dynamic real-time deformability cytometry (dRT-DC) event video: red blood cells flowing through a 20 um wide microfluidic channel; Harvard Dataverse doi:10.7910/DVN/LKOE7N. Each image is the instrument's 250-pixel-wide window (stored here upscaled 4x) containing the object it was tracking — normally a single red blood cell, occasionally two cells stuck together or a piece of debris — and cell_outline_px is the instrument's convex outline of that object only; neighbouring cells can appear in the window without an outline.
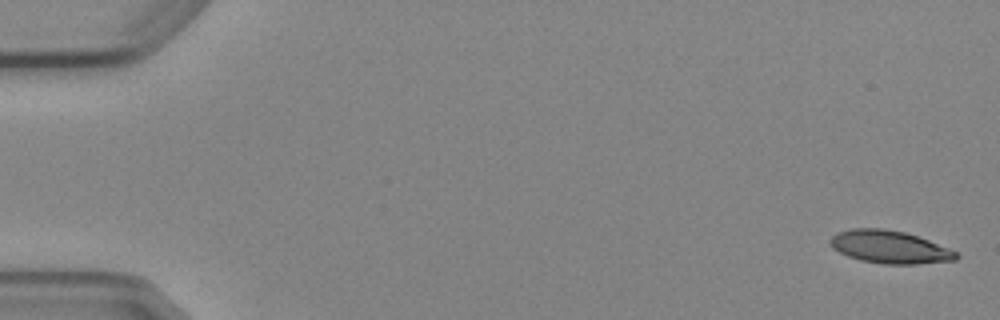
{"species": "Egyptian fruit bat (a non-hibernating species)", "species_latin": "Rousettus aegyptiacus", "temperature_condition": "cold", "stored_images_in_passage": 5, "camera_frame_rate_fps": 3000, "um_per_image_px": 0.085, "animal": {"sex": "female"}, "frame": {"image": 1, "passage_image": 1, "time_ms": 0.0, "image_size_px": [1000, 320], "cell_outline_px": [[960, 256], [956, 260], [916, 264], [884, 264], [860, 260], [848, 256], [832, 248], [828, 240], [836, 232], [852, 228], [884, 228], [904, 232], [928, 240], [948, 248], [956, 252]], "centroid_in_image_um": [75.58, 20.99], "position_along_channel_um": 9.4, "area_um2": 24.04}}
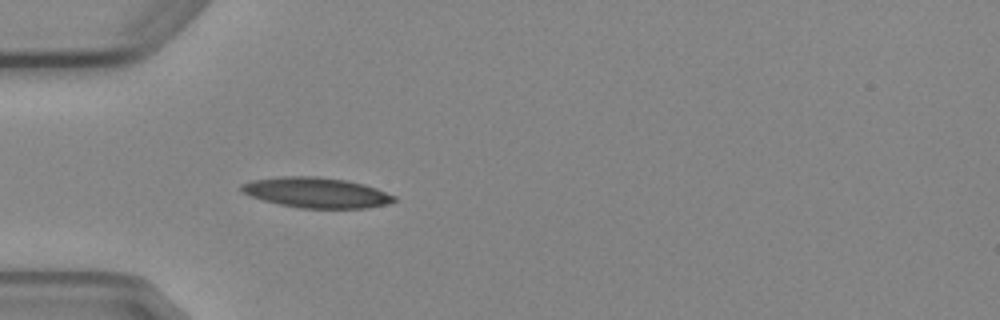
{"frame": {"image": 2, "passage_image": 5, "time_ms": 5.0, "image_size_px": [1000, 320], "cell_outline_px": [[396, 200], [388, 204], [368, 208], [296, 208], [264, 200], [252, 196], [244, 192], [240, 188], [240, 184], [252, 180], [280, 176], [316, 176], [348, 180], [364, 184], [376, 188], [396, 196]], "centroid_in_image_um": [26.92, 16.37], "position_along_channel_um": 58.1, "area_um2": 27.05}}